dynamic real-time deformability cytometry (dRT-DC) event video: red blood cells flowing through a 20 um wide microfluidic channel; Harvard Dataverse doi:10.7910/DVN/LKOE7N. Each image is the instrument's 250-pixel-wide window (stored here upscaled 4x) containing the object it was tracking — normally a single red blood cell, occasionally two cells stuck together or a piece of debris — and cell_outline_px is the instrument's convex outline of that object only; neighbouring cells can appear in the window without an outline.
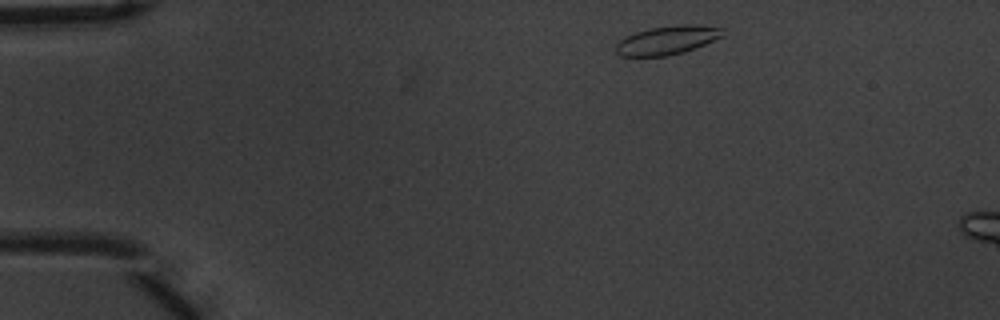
{"species": "common noctule bat (a hibernating species)", "species_latin": "Nyctalus noctula", "temperature_condition": "warm", "stored_images_in_passage": 49, "camera_frame_rate_fps": 3000, "um_per_image_px": 0.085, "animal": {"sex": "male", "body_mass_g": 20.1, "forearm_length_mm": 53.5}, "frame": {"image": 1, "passage_image": 2, "time_ms": 0.333, "image_size_px": [1000, 320], "cell_outline_px": [[724, 36], [684, 52], [668, 56], [620, 56], [616, 52], [616, 44], [624, 36], [636, 32], [652, 28], [676, 24], [700, 24], [724, 28]], "centroid_in_image_um": [56.74, 3.4], "position_along_channel_um": 28.3, "area_um2": 18.03}}
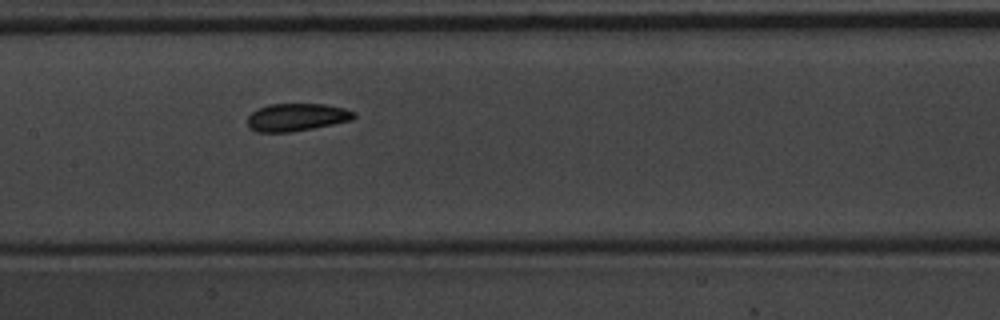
{"frame": {"image": 2, "passage_image": 20, "time_ms": 6.333, "image_size_px": [1000, 320], "cell_outline_px": [[356, 116], [352, 120], [292, 132], [256, 132], [248, 128], [248, 116], [256, 108], [268, 104], [324, 104], [344, 108], [356, 112]], "centroid_in_image_um": [25.19, 9.96], "position_along_channel_um": 182.2, "area_um2": 17.28}}
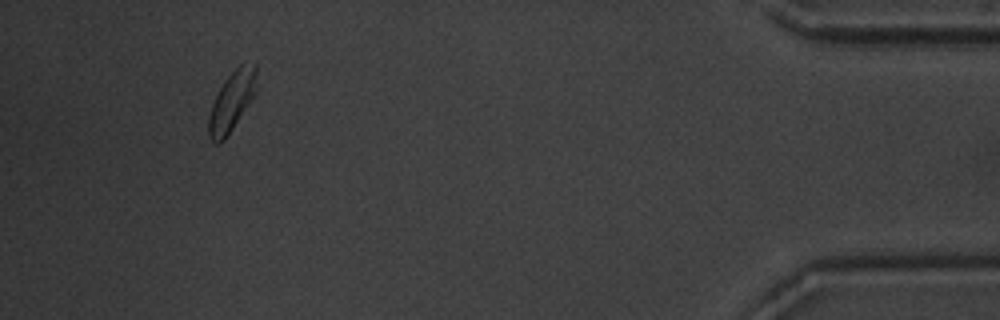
{"frame": {"image": 3, "passage_image": 44, "time_ms": 14.333, "image_size_px": [1000, 320], "cell_outline_px": [[256, 92], [224, 140], [216, 144], [208, 136], [208, 120], [212, 104], [224, 80], [240, 64], [256, 64]], "centroid_in_image_um": [19.69, 8.61], "position_along_channel_um": 415.5, "area_um2": 16.18}}